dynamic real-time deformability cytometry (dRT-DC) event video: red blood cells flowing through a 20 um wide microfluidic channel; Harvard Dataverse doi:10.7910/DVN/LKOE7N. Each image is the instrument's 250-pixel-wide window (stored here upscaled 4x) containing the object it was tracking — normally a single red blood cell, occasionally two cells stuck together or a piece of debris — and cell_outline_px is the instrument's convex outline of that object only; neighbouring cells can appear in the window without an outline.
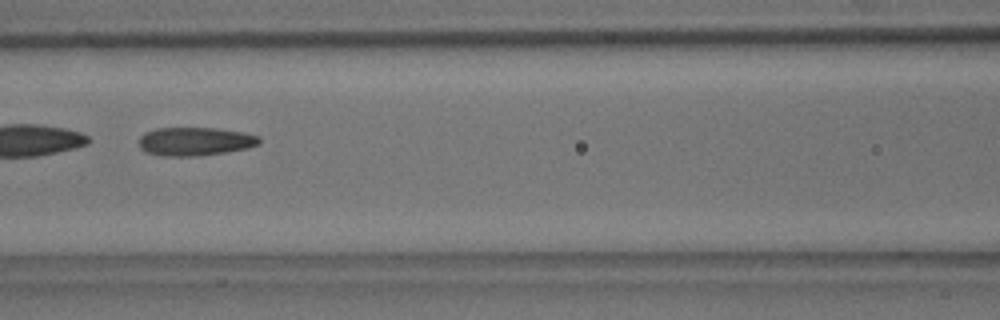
{"species": "common noctule bat (a hibernating species)", "species_latin": "Nyctalus noctula", "temperature_condition": "room temperature", "stored_images_in_passage": 46, "camera_frame_rate_fps": 3000, "um_per_image_px": 0.085, "animal": {"sex": "male", "body_mass_g": 18.8}, "frame": {"image": 1, "passage_image": 16, "time_ms": 5.0, "image_size_px": [1000, 320], "cell_outline_px": [[260, 144], [248, 148], [224, 152], [196, 156], [160, 156], [144, 152], [140, 148], [140, 136], [144, 132], [156, 128], [216, 128], [244, 132], [260, 136]], "centroid_in_image_um": [16.57, 12.02], "position_along_channel_um": 150.0, "area_um2": 20.11}}
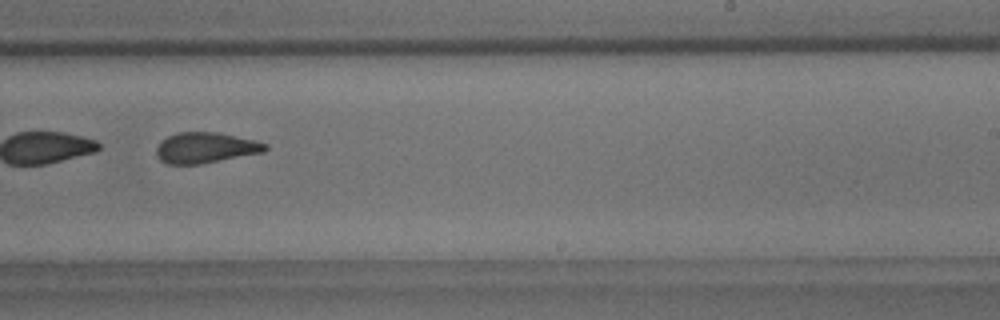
{"frame": {"image": 2, "passage_image": 26, "time_ms": 8.333, "image_size_px": [1000, 320], "cell_outline_px": [[268, 148], [264, 152], [200, 164], [168, 164], [160, 160], [156, 156], [156, 148], [168, 136], [180, 132], [216, 132], [256, 140], [268, 144]], "centroid_in_image_um": [17.49, 12.56], "position_along_channel_um": 271.5, "area_um2": 19.36}, "authors_computed_cell_mechanics": {"area_um2": 20.8369, "velocity_mm_per_s": 3.652, "shape_relaxation_time_tau1_ms": 7.2818, "shape_relaxation_time_tau2_ms": 2.3702, "deformation_change_tau1": 0.1975, "deformation_change_tau2": 0.1156}}